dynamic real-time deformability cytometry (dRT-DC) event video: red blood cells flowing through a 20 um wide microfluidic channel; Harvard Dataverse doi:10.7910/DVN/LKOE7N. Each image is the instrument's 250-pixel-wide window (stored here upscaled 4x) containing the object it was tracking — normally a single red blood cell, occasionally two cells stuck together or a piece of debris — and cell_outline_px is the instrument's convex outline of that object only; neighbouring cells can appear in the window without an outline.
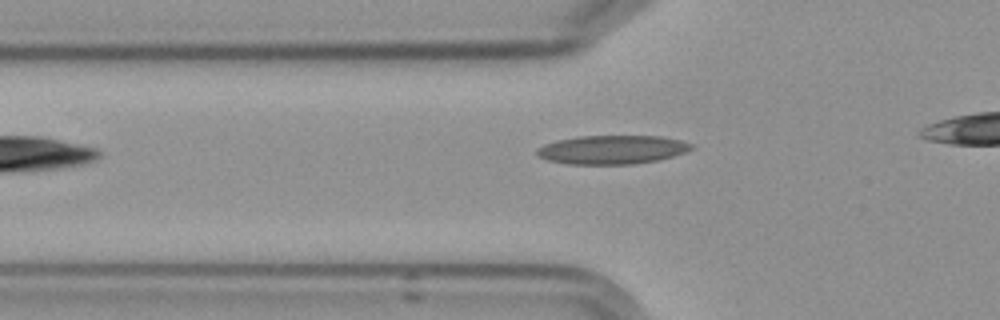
{"species": "Egyptian fruit bat (a non-hibernating species)", "species_latin": "Rousettus aegyptiacus", "temperature_condition": "cold", "stored_images_in_passage": 4, "camera_frame_rate_fps": 3000, "um_per_image_px": 0.085, "frame": {"image": 1, "passage_image": 4, "time_ms": 3.667, "image_size_px": [1000, 320], "cell_outline_px": [[692, 148], [684, 152], [672, 156], [656, 160], [632, 164], [568, 164], [548, 160], [536, 156], [536, 148], [544, 144], [556, 140], [576, 136], [660, 136], [680, 140], [692, 144]], "centroid_in_image_um": [51.95, 12.71], "position_along_channel_um": 73.8, "area_um2": 25.84}}